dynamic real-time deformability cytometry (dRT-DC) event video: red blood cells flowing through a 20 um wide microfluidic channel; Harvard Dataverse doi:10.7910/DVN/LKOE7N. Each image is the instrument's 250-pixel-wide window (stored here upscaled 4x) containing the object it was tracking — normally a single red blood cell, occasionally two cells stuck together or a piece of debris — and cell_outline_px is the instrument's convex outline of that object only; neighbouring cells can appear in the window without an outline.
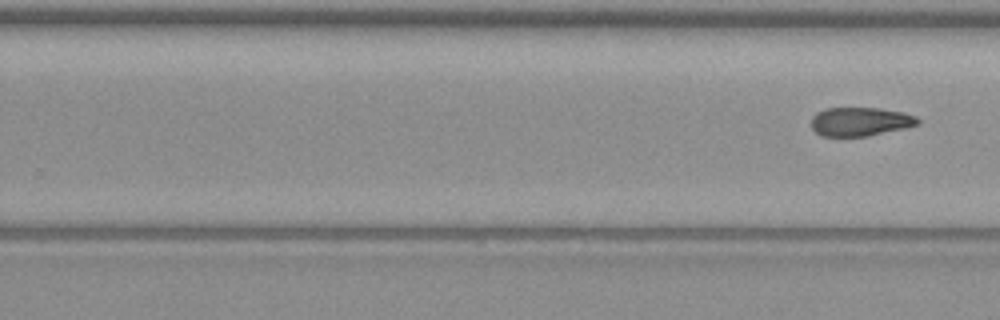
{"species": "common noctule bat (a hibernating species)", "species_latin": "Nyctalus noctula", "temperature_condition": "warm", "stored_images_in_passage": 11, "segment_of_instrument_passage": [2, 2], "camera_frame_rate_fps": 3000, "um_per_image_px": 0.085, "animal": {"sex": "female", "body_mass_g": 19.3, "forearm_length_mm": 54.1}, "frame": {"image": 1, "passage_image": 11, "time_ms": 13.667, "image_size_px": [1000, 320], "cell_outline_px": [[920, 124], [904, 128], [868, 136], [820, 136], [812, 128], [812, 116], [816, 112], [824, 108], [880, 108], [904, 112], [916, 116], [920, 120]], "centroid_in_image_um": [73.12, 10.33], "position_along_channel_um": 256.7, "area_um2": 17.98}}